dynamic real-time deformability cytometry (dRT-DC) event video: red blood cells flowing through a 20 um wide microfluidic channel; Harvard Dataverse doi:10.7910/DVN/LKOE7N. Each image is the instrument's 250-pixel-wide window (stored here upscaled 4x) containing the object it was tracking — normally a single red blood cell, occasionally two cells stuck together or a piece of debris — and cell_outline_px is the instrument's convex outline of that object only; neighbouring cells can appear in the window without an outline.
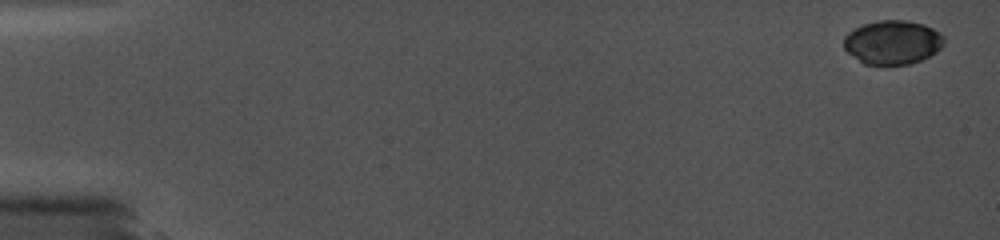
{"species": "common noctule bat (a hibernating species)", "species_latin": "Nyctalus noctula", "temperature_condition": "cold", "stored_images_in_passage": 9, "segment_of_instrument_passage": [1, 2], "camera_frame_rate_fps": 5000, "um_per_image_px": 0.085, "animal": {"sex": "female", "body_mass_g": 19.0, "forearm_length_mm": 56.7}, "frame": {"image": 1, "passage_image": 1, "time_ms": 0.0, "image_size_px": [1000, 240], "cell_outline_px": [[944, 44], [936, 52], [920, 60], [908, 64], [864, 64], [848, 52], [844, 48], [844, 36], [848, 32], [864, 24], [880, 20], [908, 20], [924, 24], [940, 32], [944, 36]], "centroid_in_image_um": [75.88, 3.58], "position_along_channel_um": 9.1, "area_um2": 25.55}}